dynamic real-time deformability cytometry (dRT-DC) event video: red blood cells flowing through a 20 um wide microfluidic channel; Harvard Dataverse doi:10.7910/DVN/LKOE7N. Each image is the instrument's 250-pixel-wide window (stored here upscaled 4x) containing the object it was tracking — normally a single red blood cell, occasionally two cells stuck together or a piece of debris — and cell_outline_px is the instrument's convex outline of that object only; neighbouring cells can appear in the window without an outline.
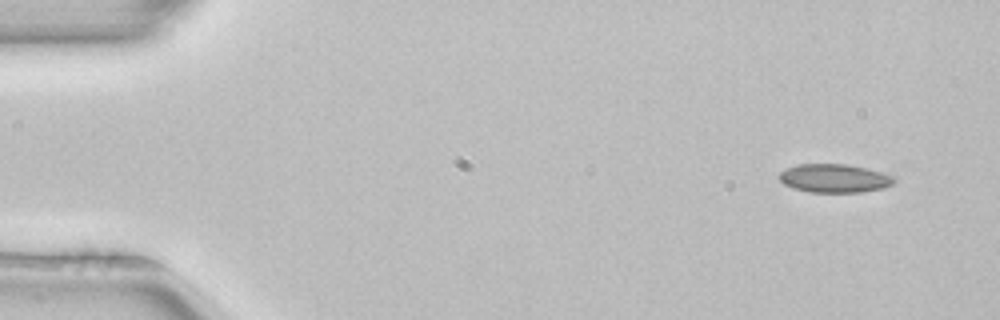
{"species": "common noctule bat (a hibernating species)", "species_latin": "Nyctalus noctula", "temperature_condition": "room temperature", "stored_images_in_passage": 3, "camera_frame_rate_fps": 3000, "um_per_image_px": 0.085, "animal": {"sex": "female", "body_mass_g": 22.7, "forearm_length_mm": 54.2}, "frame": {"image": 1, "passage_image": 1, "time_ms": 0.0, "image_size_px": [1000, 320], "cell_outline_px": [[896, 180], [892, 184], [884, 188], [860, 192], [812, 192], [792, 188], [784, 184], [776, 176], [780, 172], [796, 164], [848, 164], [880, 172], [892, 176]], "centroid_in_image_um": [70.88, 15.15], "position_along_channel_um": 14.1, "area_um2": 19.02}}
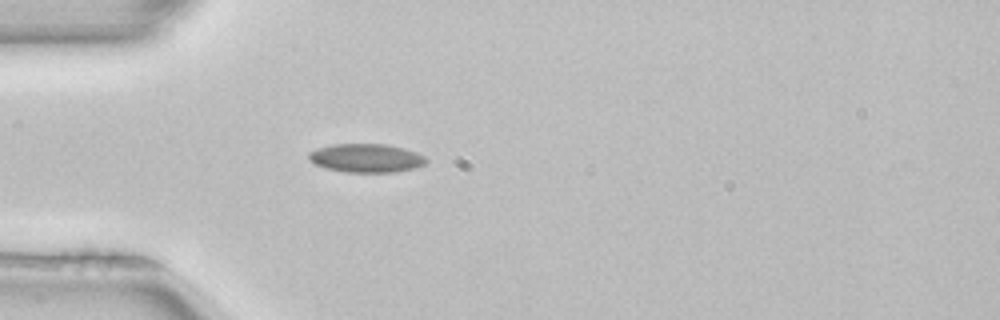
{"frame": {"image": 2, "passage_image": 3, "time_ms": 0.667, "image_size_px": [1000, 320], "cell_outline_px": [[428, 160], [424, 164], [412, 168], [396, 172], [348, 172], [328, 168], [316, 164], [308, 160], [308, 152], [316, 148], [332, 144], [384, 144], [404, 148], [416, 152], [424, 156]], "centroid_in_image_um": [31.11, 13.42], "position_along_channel_um": 53.9, "area_um2": 19.48}}